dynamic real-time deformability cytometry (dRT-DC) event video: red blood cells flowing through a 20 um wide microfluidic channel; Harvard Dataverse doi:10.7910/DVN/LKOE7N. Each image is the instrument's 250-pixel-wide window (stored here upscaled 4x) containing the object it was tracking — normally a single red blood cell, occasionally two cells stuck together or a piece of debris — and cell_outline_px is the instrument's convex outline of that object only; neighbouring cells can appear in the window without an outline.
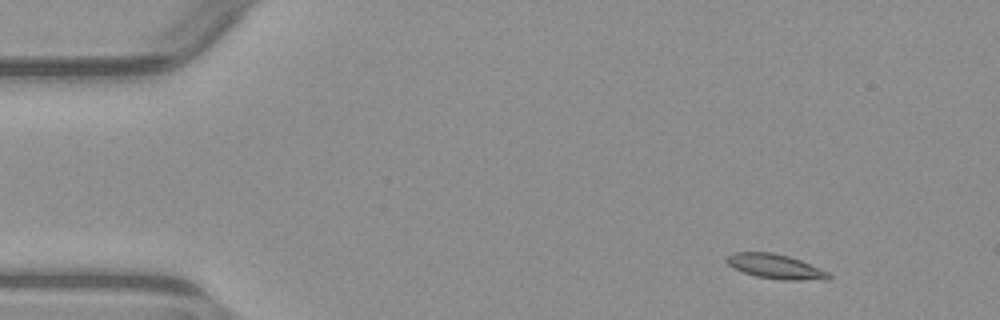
{"species": "common noctule bat (a hibernating species)", "species_latin": "Nyctalus noctula", "temperature_condition": "warm", "stored_images_in_passage": 4, "camera_frame_rate_fps": 3000, "um_per_image_px": 0.085, "animal": {"sex": "male", "body_mass_g": 23.1, "forearm_length_mm": 52.7}, "frame": {"image": 1, "passage_image": 1, "time_ms": 0.0, "image_size_px": [1000, 320], "cell_outline_px": [[832, 276], [828, 280], [784, 280], [756, 276], [744, 272], [728, 264], [724, 260], [724, 256], [732, 252], [772, 252], [788, 256], [800, 260], [820, 268], [828, 272]], "centroid_in_image_um": [65.91, 22.64], "position_along_channel_um": 19.1, "area_um2": 14.68}}
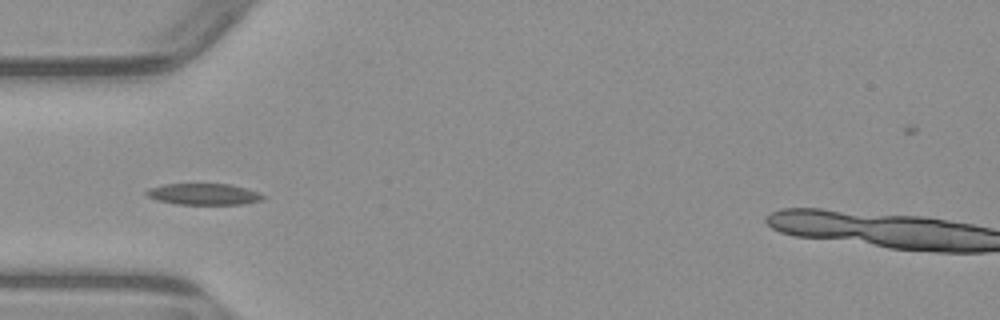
{"frame": {"image": 2, "passage_image": 4, "time_ms": 3.667, "image_size_px": [1000, 320], "cell_outline_px": [[264, 196], [260, 200], [240, 204], [176, 204], [156, 200], [148, 196], [144, 192], [148, 188], [164, 184], [232, 184], [260, 192]], "centroid_in_image_um": [17.28, 16.49], "position_along_channel_um": 67.7, "area_um2": 14.45}}